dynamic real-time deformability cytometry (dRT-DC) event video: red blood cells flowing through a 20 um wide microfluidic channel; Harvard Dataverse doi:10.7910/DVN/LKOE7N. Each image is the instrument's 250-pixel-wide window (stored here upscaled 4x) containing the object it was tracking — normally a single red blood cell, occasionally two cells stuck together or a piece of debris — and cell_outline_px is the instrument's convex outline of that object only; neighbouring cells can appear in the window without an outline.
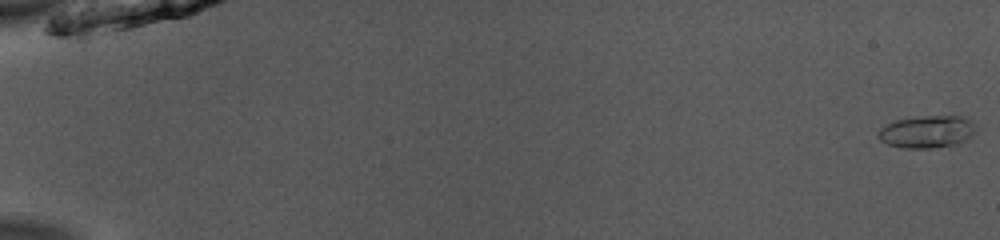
{"species": "common noctule bat (a hibernating species)", "species_latin": "Nyctalus noctula", "temperature_condition": "room temperature", "stored_images_in_passage": 53, "camera_frame_rate_fps": 3000, "um_per_image_px": 0.085, "animal": {"sex": "male", "body_mass_g": 13.0, "forearm_length_mm": 53.1}, "frame": {"image": 1, "passage_image": 1, "time_ms": 0.0, "image_size_px": [1000, 240], "cell_outline_px": [[976, 132], [972, 136], [956, 144], [932, 148], [904, 148], [888, 144], [880, 140], [876, 136], [880, 128], [896, 120], [920, 116], [960, 112], [972, 120], [976, 128]], "centroid_in_image_um": [78.88, 11.14], "position_along_channel_um": 6.1, "area_um2": 19.19}}
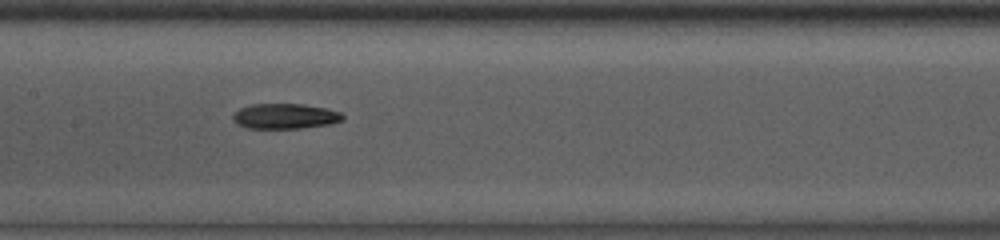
{"frame": {"image": 2, "passage_image": 28, "time_ms": 9.0, "image_size_px": [1000, 240], "cell_outline_px": [[344, 120], [332, 124], [300, 128], [248, 128], [232, 120], [232, 116], [240, 108], [252, 104], [304, 104], [324, 108], [340, 112], [344, 116]], "centroid_in_image_um": [24.26, 9.87], "position_along_channel_um": 183.1, "area_um2": 16.07}}
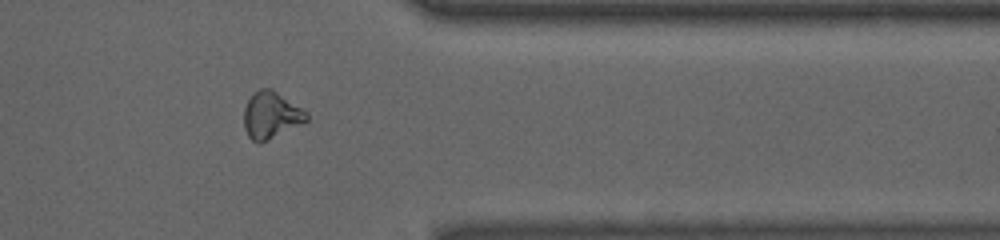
{"frame": {"image": 3, "passage_image": 44, "time_ms": 14.333, "image_size_px": [1000, 240], "cell_outline_px": [[308, 120], [260, 144], [256, 144], [248, 136], [244, 128], [244, 108], [248, 100], [260, 88], [272, 88], [308, 112]], "centroid_in_image_um": [23.03, 9.8], "position_along_channel_um": 388.4, "area_um2": 17.05}}